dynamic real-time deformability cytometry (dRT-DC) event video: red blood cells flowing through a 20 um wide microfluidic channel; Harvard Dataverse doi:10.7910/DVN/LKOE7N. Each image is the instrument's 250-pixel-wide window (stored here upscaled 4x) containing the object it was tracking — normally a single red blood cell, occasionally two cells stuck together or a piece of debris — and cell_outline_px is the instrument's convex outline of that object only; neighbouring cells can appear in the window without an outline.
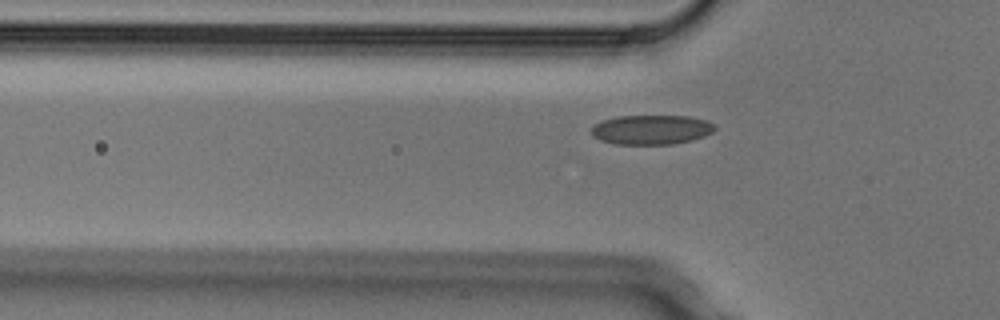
{"species": "Egyptian fruit bat (a non-hibernating species)", "species_latin": "Rousettus aegyptiacus", "temperature_condition": "cold", "stored_images_in_passage": 4, "camera_frame_rate_fps": 3000, "um_per_image_px": 0.085, "animal": {"sex": "male"}, "frame": {"image": 1, "passage_image": 4, "time_ms": 1.0, "image_size_px": [1000, 320], "cell_outline_px": [[716, 128], [712, 132], [704, 136], [692, 140], [672, 144], [616, 144], [600, 140], [592, 136], [592, 128], [600, 120], [616, 116], [688, 116], [708, 120], [716, 124]], "centroid_in_image_um": [55.38, 11.01], "position_along_channel_um": 70.4, "area_um2": 21.39}}